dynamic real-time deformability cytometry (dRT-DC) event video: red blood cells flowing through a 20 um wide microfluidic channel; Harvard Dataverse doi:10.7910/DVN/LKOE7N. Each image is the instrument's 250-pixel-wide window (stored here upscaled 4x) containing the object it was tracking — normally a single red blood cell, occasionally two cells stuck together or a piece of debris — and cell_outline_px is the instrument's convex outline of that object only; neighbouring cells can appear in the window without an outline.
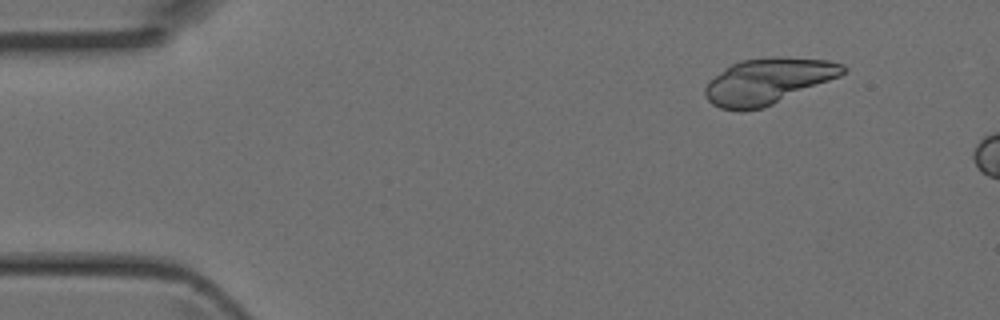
{"species": "Egyptian fruit bat (a non-hibernating species)", "species_latin": "Rousettus aegyptiacus", "temperature_condition": "room temperature", "stored_images_in_passage": 2, "camera_frame_rate_fps": 3000, "um_per_image_px": 0.085, "animal": {"sex": "female"}, "frame": {"image": 1, "passage_image": 1, "time_ms": 0.0, "image_size_px": [1000, 320], "cell_outline_px": [[848, 72], [840, 76], [764, 108], [740, 112], [720, 108], [712, 104], [704, 96], [704, 88], [716, 76], [732, 64], [740, 60], [828, 60], [844, 64], [848, 68]], "centroid_in_image_um": [65.27, 6.97], "position_along_channel_um": 19.7, "area_um2": 35.66}}